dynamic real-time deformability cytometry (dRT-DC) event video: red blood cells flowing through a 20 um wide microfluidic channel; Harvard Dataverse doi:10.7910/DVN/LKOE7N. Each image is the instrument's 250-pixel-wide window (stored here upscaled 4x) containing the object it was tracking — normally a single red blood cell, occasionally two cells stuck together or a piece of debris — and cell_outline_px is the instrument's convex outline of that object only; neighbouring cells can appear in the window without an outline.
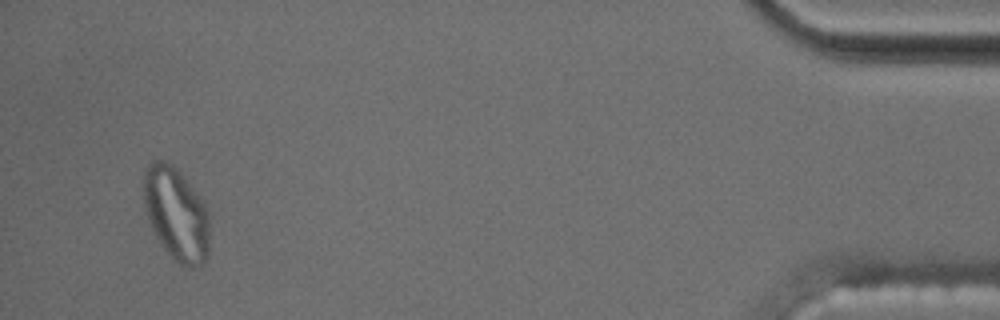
{"species": "common noctule bat (a hibernating species)", "species_latin": "Nyctalus noctula", "temperature_condition": "cold", "stored_images_in_passage": 48, "segment_of_instrument_passage": [2, 2], "camera_frame_rate_fps": 3000, "um_per_image_px": 0.085, "animal": {"sex": "male", "body_mass_g": 17.5, "forearm_length_mm": 52.3}, "frame": {"image": 1, "passage_image": 46, "time_ms": 15.0, "image_size_px": [1000, 320], "cell_outline_px": [[208, 252], [204, 260], [200, 264], [192, 268], [180, 264], [164, 248], [156, 236], [152, 228], [144, 204], [144, 168], [152, 160], [164, 160], [172, 164], [184, 176], [204, 204], [208, 212]], "centroid_in_image_um": [14.96, 18.14], "position_along_channel_um": 420.2, "area_um2": 35.26}}